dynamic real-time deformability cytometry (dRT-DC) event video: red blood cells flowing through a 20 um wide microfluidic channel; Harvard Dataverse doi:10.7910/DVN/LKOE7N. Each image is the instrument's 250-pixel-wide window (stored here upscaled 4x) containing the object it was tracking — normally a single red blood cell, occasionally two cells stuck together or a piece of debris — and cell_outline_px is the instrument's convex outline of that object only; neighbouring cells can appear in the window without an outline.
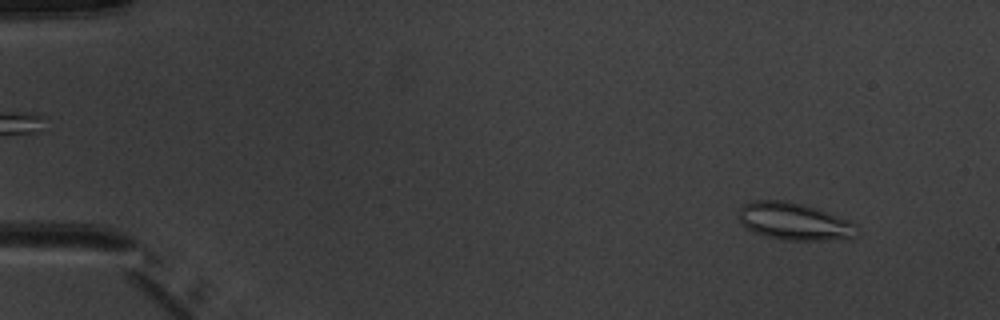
{"species": "common noctule bat (a hibernating species)", "species_latin": "Nyctalus noctula", "temperature_condition": "warm", "stored_images_in_passage": 5, "camera_frame_rate_fps": 3000, "um_per_image_px": 0.085, "animal": {"sex": "male", "body_mass_g": 20.1, "forearm_length_mm": 53.5}, "frame": {"image": 1, "passage_image": 1, "time_ms": 0.0, "image_size_px": [1000, 320], "cell_outline_px": [[860, 232], [852, 240], [784, 240], [768, 236], [756, 232], [740, 224], [736, 216], [740, 208], [744, 204], [752, 200], [784, 200], [804, 204], [816, 208], [848, 220], [856, 224]], "centroid_in_image_um": [67.54, 18.83], "position_along_channel_um": 17.5, "area_um2": 26.13}}
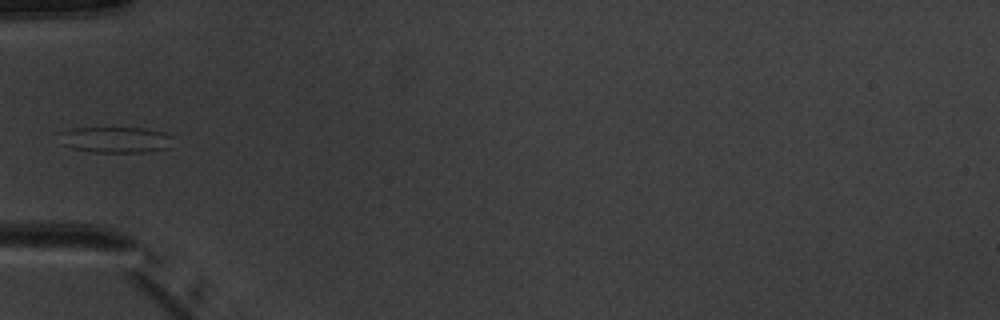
{"frame": {"image": 2, "passage_image": 4, "time_ms": 4.333, "image_size_px": [1000, 320], "cell_outline_px": [[172, 148], [144, 152], [96, 152], [72, 148], [64, 144], [56, 132], [72, 128], [148, 128], [164, 132], [172, 136]], "centroid_in_image_um": [9.86, 11.87], "position_along_channel_um": 75.1, "area_um2": 17.4}}
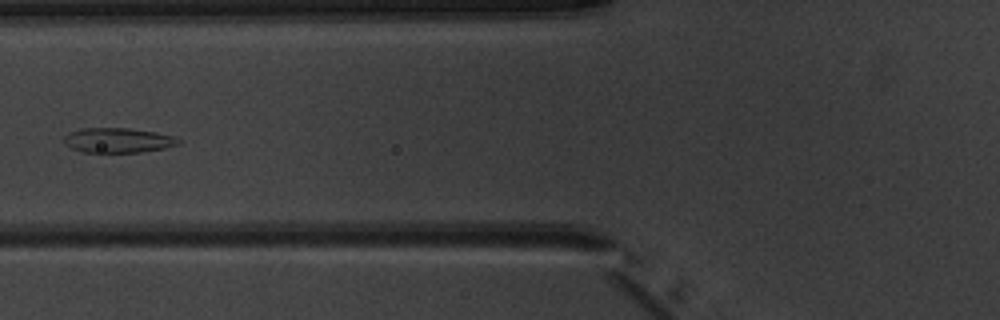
{"frame": {"image": 3, "passage_image": 5, "time_ms": 5.333, "image_size_px": [1000, 320], "cell_outline_px": [[180, 144], [164, 148], [140, 152], [84, 152], [72, 148], [64, 144], [64, 136], [68, 132], [80, 128], [128, 128], [156, 132], [172, 136], [180, 140]], "centroid_in_image_um": [10.0, 11.92], "position_along_channel_um": 115.8, "area_um2": 16.53}}